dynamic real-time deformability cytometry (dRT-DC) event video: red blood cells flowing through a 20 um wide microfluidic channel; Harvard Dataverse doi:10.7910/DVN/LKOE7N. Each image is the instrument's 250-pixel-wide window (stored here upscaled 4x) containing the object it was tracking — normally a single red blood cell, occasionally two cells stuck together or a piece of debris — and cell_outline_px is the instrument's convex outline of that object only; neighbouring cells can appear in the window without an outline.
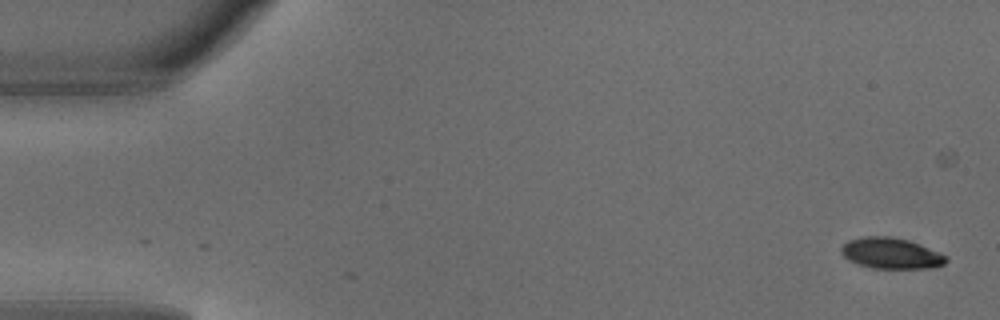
{"species": "common noctule bat (a hibernating species)", "species_latin": "Nyctalus noctula", "temperature_condition": "warm", "stored_images_in_passage": 5, "camera_frame_rate_fps": 3000, "um_per_image_px": 0.085, "animal": {"sex": "male", "body_mass_g": 18.8}, "frame": {"image": 1, "passage_image": 1, "time_ms": 0.0, "image_size_px": [1000, 320], "cell_outline_px": [[948, 260], [944, 264], [936, 268], [872, 268], [848, 260], [840, 252], [840, 248], [848, 240], [864, 236], [892, 236], [908, 240], [920, 244], [940, 252], [948, 256]], "centroid_in_image_um": [75.77, 21.52], "position_along_channel_um": 9.2, "area_um2": 19.07}}
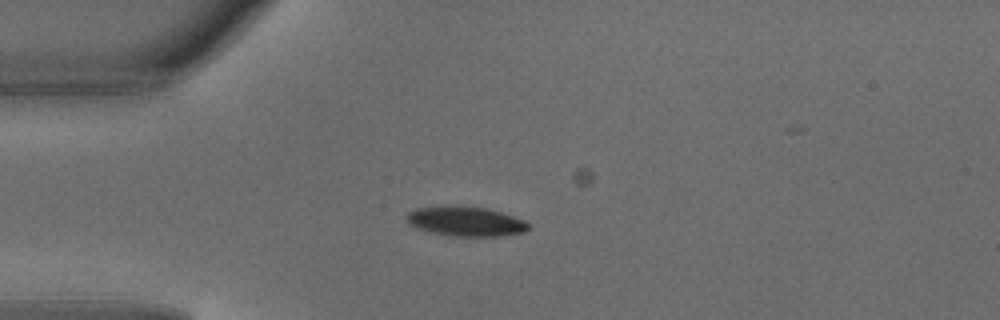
{"frame": {"image": 2, "passage_image": 4, "time_ms": 1.0, "image_size_px": [1000, 320], "cell_outline_px": [[528, 228], [524, 232], [496, 236], [456, 236], [432, 232], [408, 224], [404, 216], [408, 212], [416, 208], [448, 204], [456, 204], [484, 208], [500, 212], [524, 220], [528, 224]], "centroid_in_image_um": [39.51, 18.78], "position_along_channel_um": 45.5, "area_um2": 21.1}}